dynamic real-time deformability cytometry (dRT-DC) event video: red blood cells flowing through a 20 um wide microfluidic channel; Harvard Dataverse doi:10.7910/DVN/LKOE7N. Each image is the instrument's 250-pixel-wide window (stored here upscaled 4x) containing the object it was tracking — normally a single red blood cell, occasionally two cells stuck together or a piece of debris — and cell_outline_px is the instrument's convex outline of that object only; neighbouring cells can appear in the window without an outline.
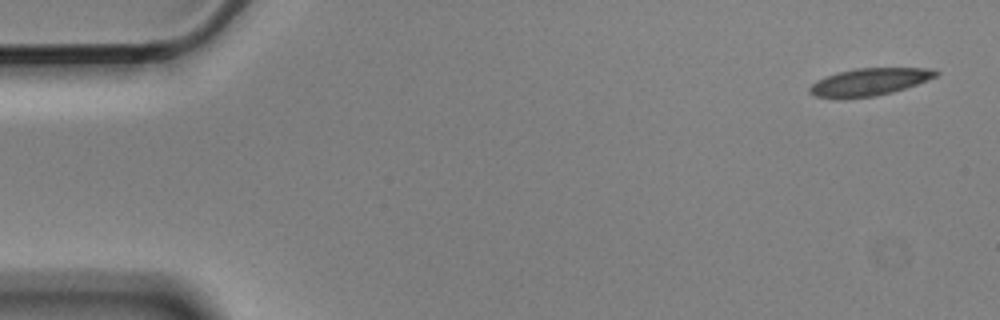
{"species": "Egyptian fruit bat (a non-hibernating species)", "species_latin": "Rousettus aegyptiacus", "temperature_condition": "cold", "stored_images_in_passage": 4, "camera_frame_rate_fps": 3000, "um_per_image_px": 0.085, "animal": {"sex": "male"}, "frame": {"image": 1, "passage_image": 1, "time_ms": 0.0, "image_size_px": [1000, 320], "cell_outline_px": [[940, 72], [936, 76], [916, 84], [892, 92], [876, 96], [844, 100], [816, 96], [808, 92], [808, 88], [816, 80], [824, 76], [836, 72], [856, 68], [924, 68]], "centroid_in_image_um": [73.79, 6.98], "position_along_channel_um": 11.2, "area_um2": 20.35}}
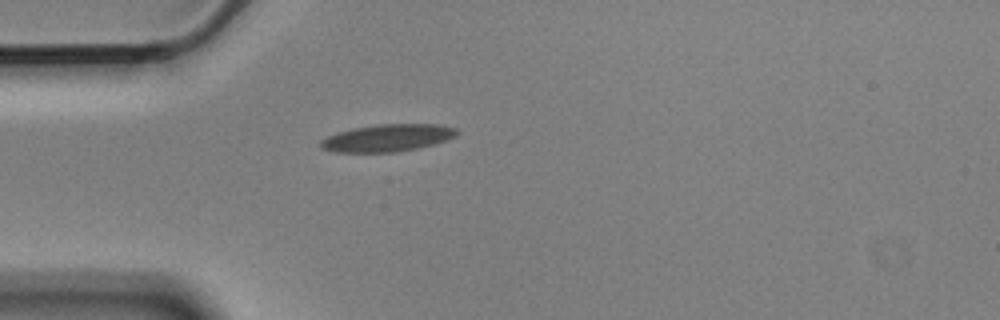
{"frame": {"image": 2, "passage_image": 4, "time_ms": 1.0, "image_size_px": [1000, 320], "cell_outline_px": [[460, 132], [444, 140], [432, 144], [416, 148], [396, 152], [332, 152], [320, 148], [320, 140], [336, 132], [352, 128], [376, 124], [440, 124], [456, 128]], "centroid_in_image_um": [32.87, 11.71], "position_along_channel_um": 52.1, "area_um2": 21.62}}